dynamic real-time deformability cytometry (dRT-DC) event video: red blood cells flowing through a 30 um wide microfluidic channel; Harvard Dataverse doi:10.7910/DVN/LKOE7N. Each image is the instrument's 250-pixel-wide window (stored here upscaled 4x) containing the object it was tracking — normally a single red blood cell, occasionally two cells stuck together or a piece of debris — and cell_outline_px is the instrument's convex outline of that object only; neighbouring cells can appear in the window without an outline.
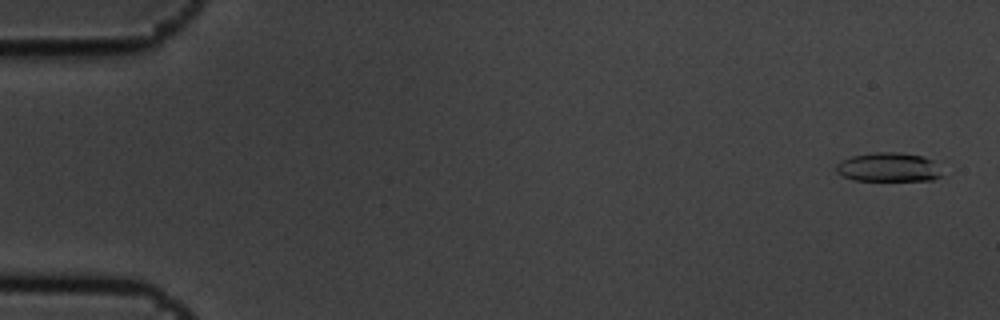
{"species": "common noctule bat (a hibernating species)", "species_latin": "Nyctalus noctula", "temperature_condition": "cold", "stored_images_in_passage": 6, "camera_frame_rate_fps": 3000, "um_per_image_px": 0.085, "animal": {"sex": "male", "body_mass_g": 19.5, "forearm_length_mm": 54.6}, "frame": {"image": 1, "passage_image": 1, "time_ms": 0.0, "image_size_px": [1000, 320], "cell_outline_px": [[940, 176], [932, 180], [852, 180], [836, 172], [836, 164], [840, 160], [852, 156], [872, 152], [896, 152], [924, 156], [932, 160]], "centroid_in_image_um": [75.44, 14.2], "position_along_channel_um": 9.6, "area_um2": 17.69}}
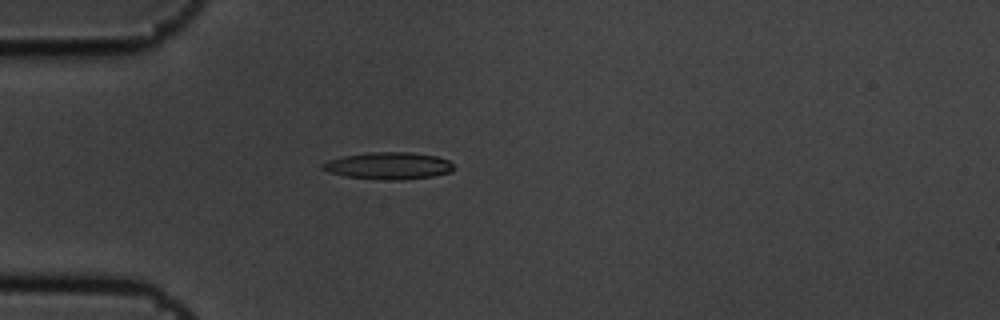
{"frame": {"image": 2, "passage_image": 5, "time_ms": 1.333, "image_size_px": [1000, 320], "cell_outline_px": [[456, 168], [452, 172], [432, 176], [400, 180], [396, 180], [348, 176], [328, 172], [320, 168], [320, 164], [328, 160], [344, 156], [368, 152], [412, 152], [436, 156], [448, 160]], "centroid_in_image_um": [33.04, 14.07], "position_along_channel_um": 52.0, "area_um2": 20.58}}